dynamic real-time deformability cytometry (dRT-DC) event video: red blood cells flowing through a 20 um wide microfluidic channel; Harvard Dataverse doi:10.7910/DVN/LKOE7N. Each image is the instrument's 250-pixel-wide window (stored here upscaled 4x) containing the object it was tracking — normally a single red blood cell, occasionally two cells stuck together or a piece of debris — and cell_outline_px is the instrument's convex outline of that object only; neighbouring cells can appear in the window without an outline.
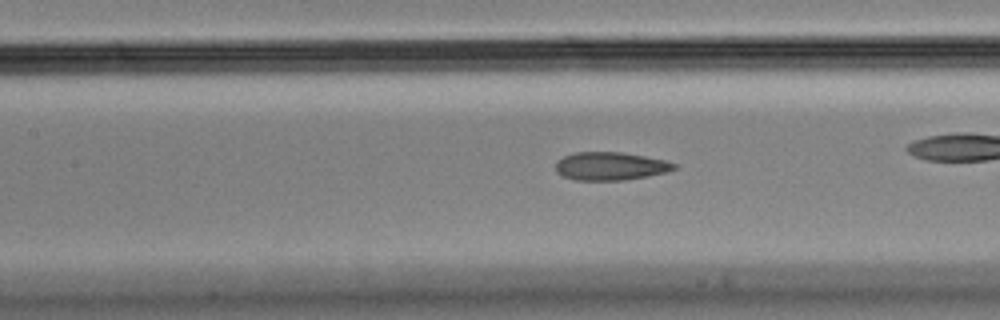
{"species": "Egyptian fruit bat (a non-hibernating species)", "species_latin": "Rousettus aegyptiacus", "temperature_condition": "cold", "stored_images_in_passage": 36, "camera_frame_rate_fps": 3000, "um_per_image_px": 0.085, "animal": {"sex": "male"}, "frame": {"image": 1, "passage_image": 16, "time_ms": 5.0, "image_size_px": [1000, 320], "cell_outline_px": [[676, 168], [668, 172], [648, 176], [624, 180], [576, 180], [564, 176], [556, 172], [556, 160], [564, 156], [576, 152], [620, 152], [644, 156], [664, 160], [676, 164]], "centroid_in_image_um": [51.88, 14.12], "position_along_channel_um": 155.5, "area_um2": 19.36}}